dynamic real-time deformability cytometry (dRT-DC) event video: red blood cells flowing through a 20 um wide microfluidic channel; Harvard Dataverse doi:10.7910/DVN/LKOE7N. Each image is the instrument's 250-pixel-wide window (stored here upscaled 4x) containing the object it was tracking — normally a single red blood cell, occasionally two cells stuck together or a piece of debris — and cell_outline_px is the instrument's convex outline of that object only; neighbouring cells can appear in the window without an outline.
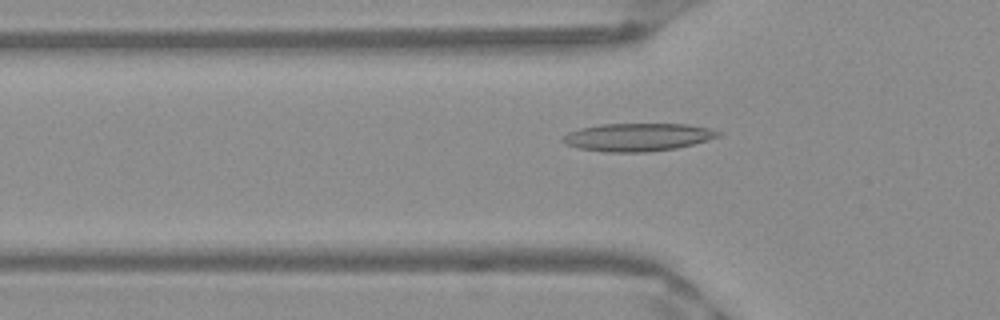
{"species": "Egyptian fruit bat (a non-hibernating species)", "species_latin": "Rousettus aegyptiacus", "temperature_condition": "warm", "stored_images_in_passage": 49, "camera_frame_rate_fps": 3000, "um_per_image_px": 0.085, "frame": {"image": 1, "passage_image": 17, "time_ms": 5.333, "image_size_px": [1000, 320], "cell_outline_px": [[724, 132], [720, 136], [708, 140], [676, 148], [648, 152], [604, 152], [580, 148], [568, 144], [560, 140], [568, 132], [580, 128], [600, 124], [688, 124], [708, 128]], "centroid_in_image_um": [54.23, 11.65], "position_along_channel_um": 71.6, "area_um2": 25.26}}
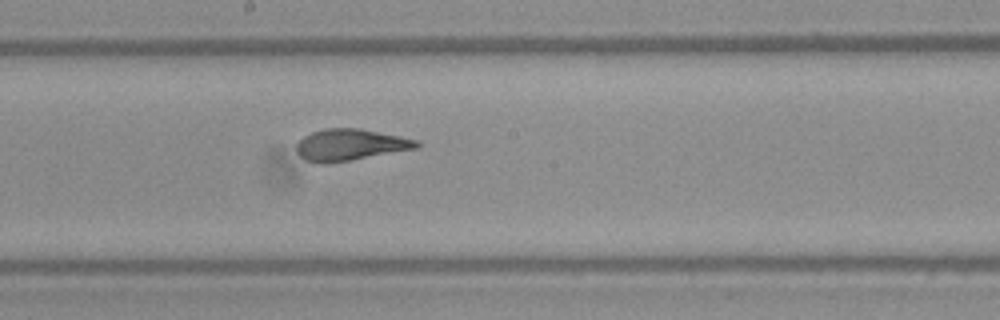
{"frame": {"image": 2, "passage_image": 28, "time_ms": 9.0, "image_size_px": [1000, 320], "cell_outline_px": [[424, 144], [420, 148], [324, 164], [320, 164], [304, 160], [296, 152], [296, 144], [304, 136], [312, 132], [324, 128], [360, 128], [400, 136], [416, 140]], "centroid_in_image_um": [29.77, 12.31], "position_along_channel_um": 218.4, "area_um2": 22.2}}
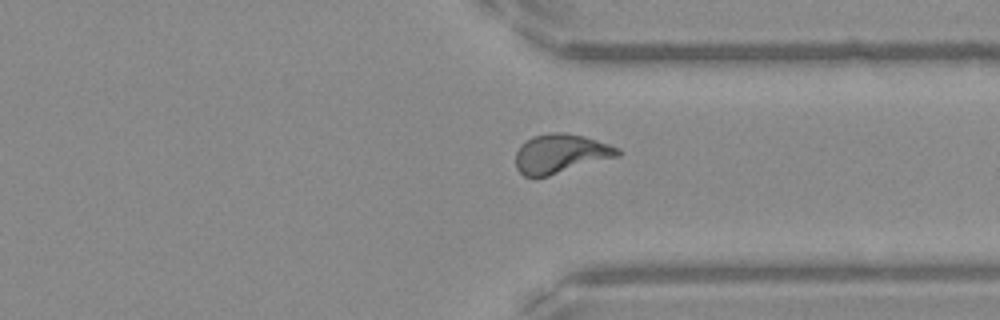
{"frame": {"image": 3, "passage_image": 39, "time_ms": 12.667, "image_size_px": [1000, 320], "cell_outline_px": [[620, 156], [548, 176], [524, 176], [516, 168], [516, 152], [520, 144], [532, 136], [552, 132], [564, 132], [584, 136], [620, 148]], "centroid_in_image_um": [47.65, 13.05], "position_along_channel_um": 363.8, "area_um2": 23.29}}